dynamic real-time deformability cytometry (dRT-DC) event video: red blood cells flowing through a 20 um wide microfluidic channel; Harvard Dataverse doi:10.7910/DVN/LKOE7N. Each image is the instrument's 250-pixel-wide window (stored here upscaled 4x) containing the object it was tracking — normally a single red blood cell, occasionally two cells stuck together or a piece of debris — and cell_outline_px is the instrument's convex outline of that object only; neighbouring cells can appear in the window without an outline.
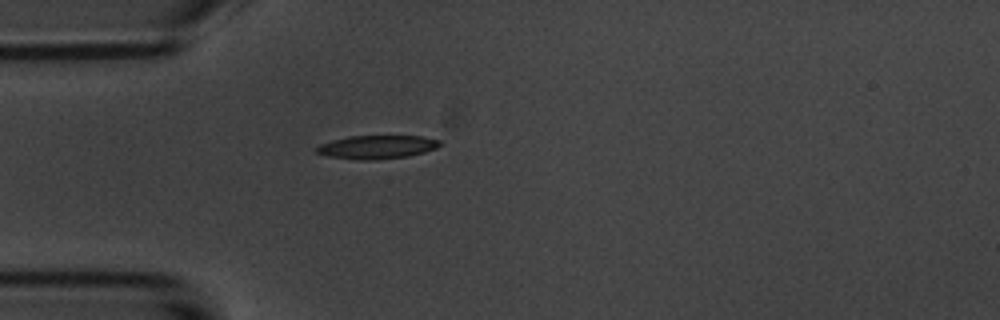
{"species": "common noctule bat (a hibernating species)", "species_latin": "Nyctalus noctula", "temperature_condition": "room temperature", "stored_images_in_passage": 2, "camera_frame_rate_fps": 3000, "um_per_image_px": 0.085, "animal": {"sex": "male", "body_mass_g": 20.1, "forearm_length_mm": 53.5}, "frame": {"image": 1, "passage_image": 2, "time_ms": 2.0, "image_size_px": [1000, 320], "cell_outline_px": [[444, 144], [436, 148], [424, 152], [408, 156], [376, 160], [356, 160], [328, 156], [316, 152], [316, 148], [320, 144], [332, 140], [348, 136], [420, 136], [440, 140]], "centroid_in_image_um": [32.06, 12.5], "position_along_channel_um": 52.9, "area_um2": 16.94}}